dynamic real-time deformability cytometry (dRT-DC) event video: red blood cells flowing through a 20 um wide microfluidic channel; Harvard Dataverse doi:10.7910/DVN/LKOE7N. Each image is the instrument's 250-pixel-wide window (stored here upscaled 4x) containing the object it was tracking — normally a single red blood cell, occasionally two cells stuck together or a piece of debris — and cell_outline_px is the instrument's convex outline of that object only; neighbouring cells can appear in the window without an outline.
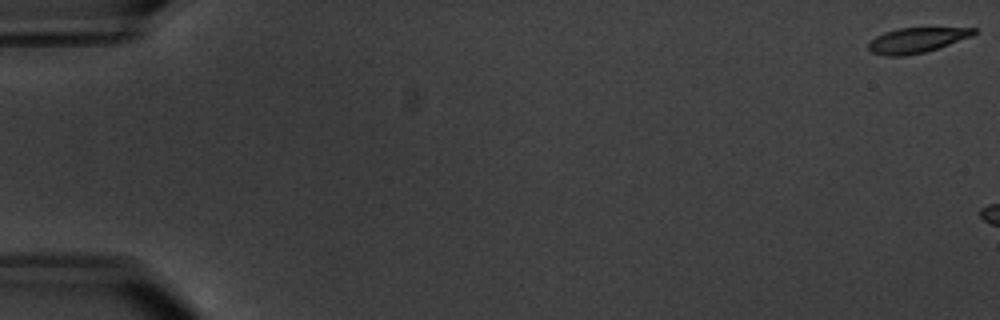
{"species": "common noctule bat (a hibernating species)", "species_latin": "Nyctalus noctula", "temperature_condition": "warm", "stored_images_in_passage": 3, "camera_frame_rate_fps": 3000, "um_per_image_px": 0.085, "animal": {"sex": "male", "body_mass_g": 20.1, "forearm_length_mm": 53.5}, "frame": {"image": 1, "passage_image": 1, "time_ms": 0.0, "image_size_px": [1000, 320], "cell_outline_px": [[976, 32], [972, 36], [924, 52], [904, 56], [884, 56], [872, 52], [868, 48], [868, 44], [876, 36], [884, 32], [900, 28], [976, 28]], "centroid_in_image_um": [77.88, 3.42], "position_along_channel_um": 7.1, "area_um2": 15.14}}